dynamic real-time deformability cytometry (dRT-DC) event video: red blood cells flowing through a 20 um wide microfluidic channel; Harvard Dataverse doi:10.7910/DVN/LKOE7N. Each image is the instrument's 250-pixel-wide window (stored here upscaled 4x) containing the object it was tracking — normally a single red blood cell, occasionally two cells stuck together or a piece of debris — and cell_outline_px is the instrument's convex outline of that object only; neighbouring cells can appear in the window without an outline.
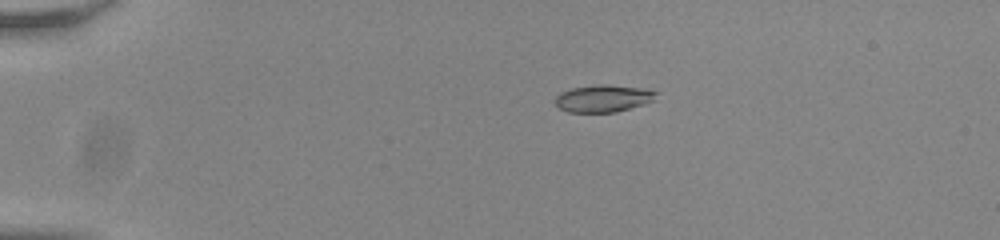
{"species": "common noctule bat (a hibernating species)", "species_latin": "Nyctalus noctula", "temperature_condition": "room temperature", "stored_images_in_passage": 44, "camera_frame_rate_fps": 3000, "um_per_image_px": 0.085, "animal": {"sex": "male", "body_mass_g": 20.0, "forearm_length_mm": 53.3}, "frame": {"image": 1, "passage_image": 1, "time_ms": 0.0, "image_size_px": [1000, 240], "cell_outline_px": [[656, 92], [652, 100], [644, 104], [616, 112], [568, 112], [560, 108], [556, 104], [556, 96], [560, 92], [572, 88], [600, 84], [608, 84], [640, 88]], "centroid_in_image_um": [51.23, 8.36], "position_along_channel_um": 33.8, "area_um2": 15.72}}
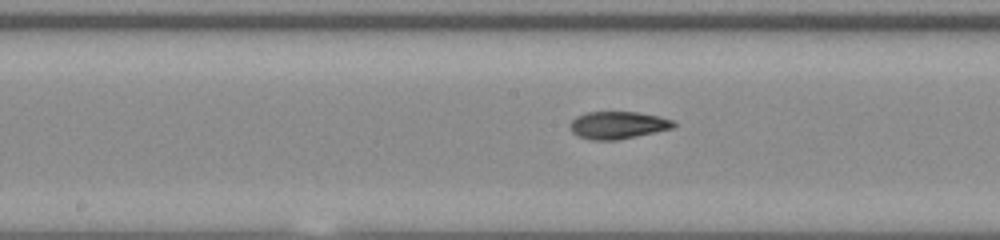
{"frame": {"image": 2, "passage_image": 19, "time_ms": 6.0, "image_size_px": [1000, 240], "cell_outline_px": [[676, 124], [672, 128], [636, 136], [616, 140], [592, 140], [580, 136], [572, 132], [568, 124], [576, 116], [588, 112], [636, 112], [660, 116], [672, 120]], "centroid_in_image_um": [52.49, 10.63], "position_along_channel_um": 195.7, "area_um2": 16.42}}
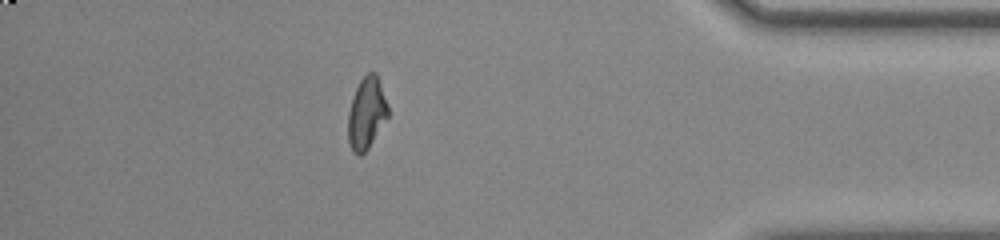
{"frame": {"image": 3, "passage_image": 38, "time_ms": 12.333, "image_size_px": [1000, 240], "cell_outline_px": [[388, 116], [368, 148], [360, 156], [356, 156], [352, 152], [348, 140], [348, 112], [356, 88], [360, 80], [368, 72], [376, 72], [388, 104]], "centroid_in_image_um": [31.15, 9.63], "position_along_channel_um": 404.1, "area_um2": 16.65}, "authors_computed_cell_mechanics": {"area_um2": 16.7909, "velocity_mm_per_s": 3.8159, "shape_relaxation_time_tau1_ms": 5.7768, "shape_relaxation_time_tau2_ms": 2.062, "deformation_change_tau1": 0.1923, "deformation_change_tau2": 0.0679}}